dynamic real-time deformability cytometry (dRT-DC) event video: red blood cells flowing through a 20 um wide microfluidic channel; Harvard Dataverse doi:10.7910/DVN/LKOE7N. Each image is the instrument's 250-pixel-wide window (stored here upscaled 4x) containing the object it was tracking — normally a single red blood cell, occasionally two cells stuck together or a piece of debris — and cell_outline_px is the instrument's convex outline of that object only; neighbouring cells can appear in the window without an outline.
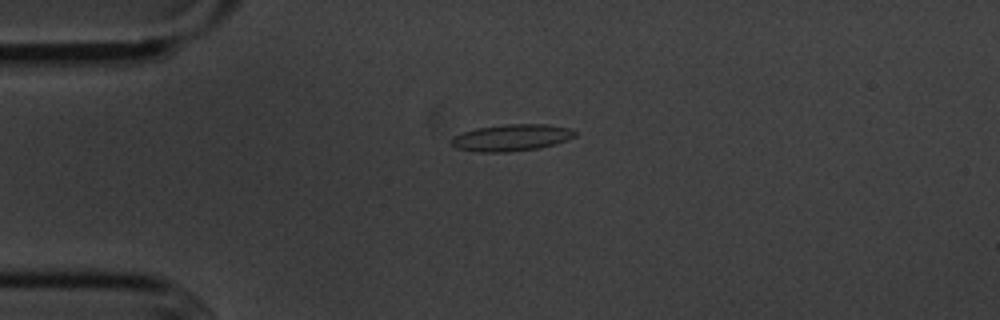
{"species": "common noctule bat (a hibernating species)", "species_latin": "Nyctalus noctula", "temperature_condition": "cold", "stored_images_in_passage": 4, "camera_frame_rate_fps": 3000, "um_per_image_px": 0.085, "animal": {"sex": "male", "body_mass_g": 20.1, "forearm_length_mm": 53.5}, "frame": {"image": 1, "passage_image": 3, "time_ms": 2.333, "image_size_px": [1000, 320], "cell_outline_px": [[576, 136], [556, 144], [540, 148], [508, 152], [476, 152], [456, 148], [448, 144], [448, 140], [452, 136], [476, 128], [504, 124], [548, 124], [572, 128], [576, 132]], "centroid_in_image_um": [43.44, 11.7], "position_along_channel_um": 41.6, "area_um2": 19.65}}